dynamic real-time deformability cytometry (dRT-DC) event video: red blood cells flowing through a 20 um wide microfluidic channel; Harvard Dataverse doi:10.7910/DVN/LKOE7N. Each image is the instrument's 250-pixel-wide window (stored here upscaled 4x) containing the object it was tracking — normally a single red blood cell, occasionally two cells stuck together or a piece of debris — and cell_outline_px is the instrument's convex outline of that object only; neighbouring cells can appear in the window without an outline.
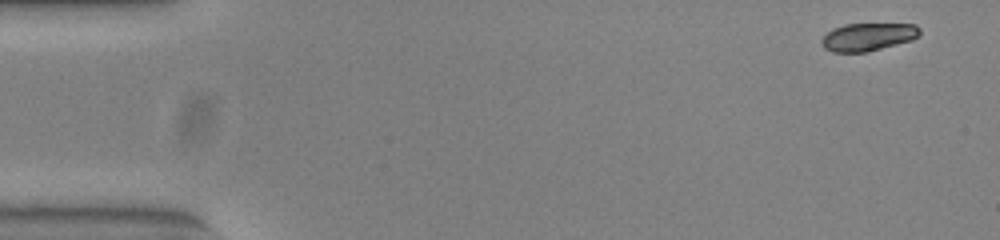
{"species": "common noctule bat (a hibernating species)", "species_latin": "Nyctalus noctula", "temperature_condition": "warm", "stored_images_in_passage": 51, "camera_frame_rate_fps": 3000, "um_per_image_px": 0.085, "animal": {"sex": "female", "body_mass_g": 23.0, "forearm_length_mm": 53.4}, "frame": {"image": 1, "passage_image": 1, "time_ms": 0.0, "image_size_px": [1000, 240], "cell_outline_px": [[920, 32], [912, 40], [868, 52], [832, 52], [824, 48], [820, 40], [832, 28], [844, 24], [916, 24], [920, 28]], "centroid_in_image_um": [73.76, 3.13], "position_along_channel_um": 11.2, "area_um2": 15.95}}
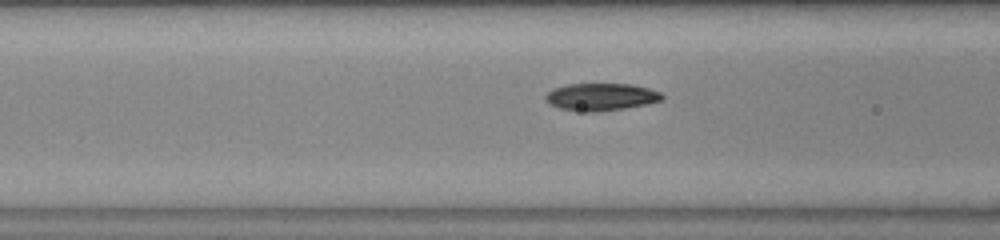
{"frame": {"image": 2, "passage_image": 19, "time_ms": 6.0, "image_size_px": [1000, 240], "cell_outline_px": [[664, 100], [624, 108], [596, 112], [584, 112], [560, 108], [552, 104], [544, 96], [552, 88], [568, 84], [632, 84], [648, 88], [660, 92], [664, 96]], "centroid_in_image_um": [51.1, 8.23], "position_along_channel_um": 115.5, "area_um2": 18.44}}
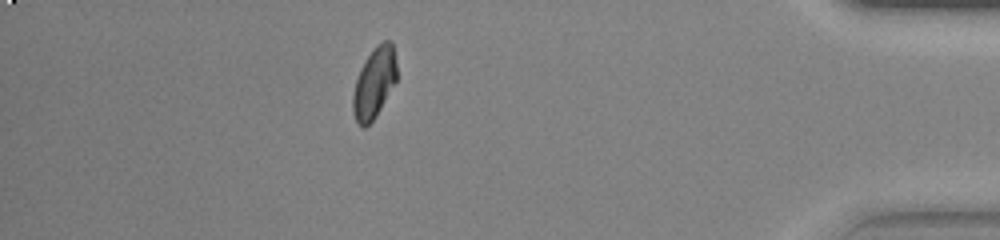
{"frame": {"image": 3, "passage_image": 45, "time_ms": 14.667, "image_size_px": [1000, 240], "cell_outline_px": [[396, 80], [376, 116], [364, 128], [356, 120], [352, 112], [352, 96], [356, 80], [360, 68], [364, 60], [376, 44], [384, 40], [392, 40], [396, 64]], "centroid_in_image_um": [31.79, 7.0], "position_along_channel_um": 403.4, "area_um2": 17.98}, "authors_computed_cell_mechanics": {"area_um2": 17.9758, "velocity_mm_per_s": 3.8694, "shape_relaxation_time_tau1_ms": 2.3904, "shape_relaxation_time_tau2_ms": 2.4113, "deformation_change_tau1": 0.148, "deformation_change_tau2": 0.0518}}